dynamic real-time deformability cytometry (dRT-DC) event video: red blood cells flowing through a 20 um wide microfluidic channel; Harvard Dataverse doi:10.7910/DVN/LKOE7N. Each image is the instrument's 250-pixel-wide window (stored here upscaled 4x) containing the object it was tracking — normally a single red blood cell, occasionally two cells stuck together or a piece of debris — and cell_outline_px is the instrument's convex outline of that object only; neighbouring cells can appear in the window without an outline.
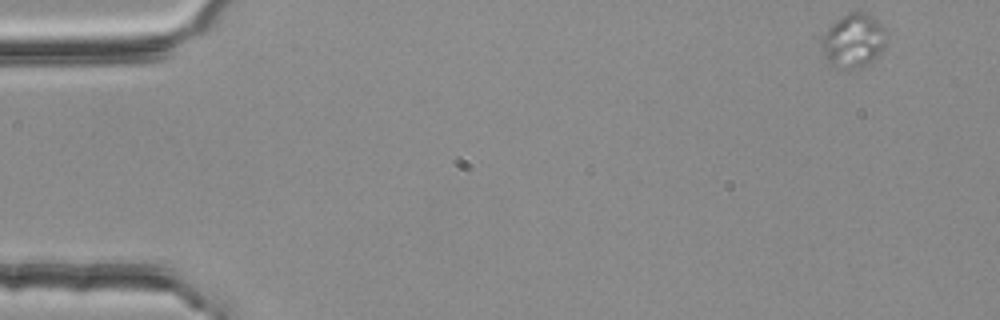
{"species": "common noctule bat (a hibernating species)", "species_latin": "Nyctalus noctula", "temperature_condition": "room temperature", "stored_images_in_passage": 4, "camera_frame_rate_fps": 3000, "um_per_image_px": 0.085, "animal": {"sex": "female", "body_mass_g": 25.1}, "frame": {"image": 1, "passage_image": 1, "time_ms": 0.0, "image_size_px": [1000, 320], "cell_outline_px": [[884, 48], [876, 56], [864, 64], [848, 68], [844, 68], [828, 60], [824, 48], [824, 32], [840, 16], [848, 12], [864, 12], [872, 16], [884, 28]], "centroid_in_image_um": [72.57, 3.37], "position_along_channel_um": 12.4, "area_um2": 19.07}}
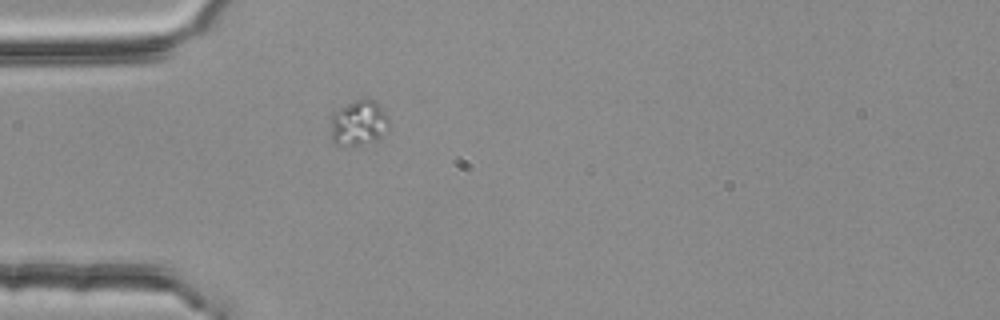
{"frame": {"image": 2, "passage_image": 4, "time_ms": 1.0, "image_size_px": [1000, 320], "cell_outline_px": [[388, 128], [376, 140], [360, 144], [336, 144], [332, 140], [332, 112], [364, 96], [368, 96], [376, 100], [380, 104], [388, 116]], "centroid_in_image_um": [30.52, 10.38], "position_along_channel_um": 54.5, "area_um2": 15.32}}